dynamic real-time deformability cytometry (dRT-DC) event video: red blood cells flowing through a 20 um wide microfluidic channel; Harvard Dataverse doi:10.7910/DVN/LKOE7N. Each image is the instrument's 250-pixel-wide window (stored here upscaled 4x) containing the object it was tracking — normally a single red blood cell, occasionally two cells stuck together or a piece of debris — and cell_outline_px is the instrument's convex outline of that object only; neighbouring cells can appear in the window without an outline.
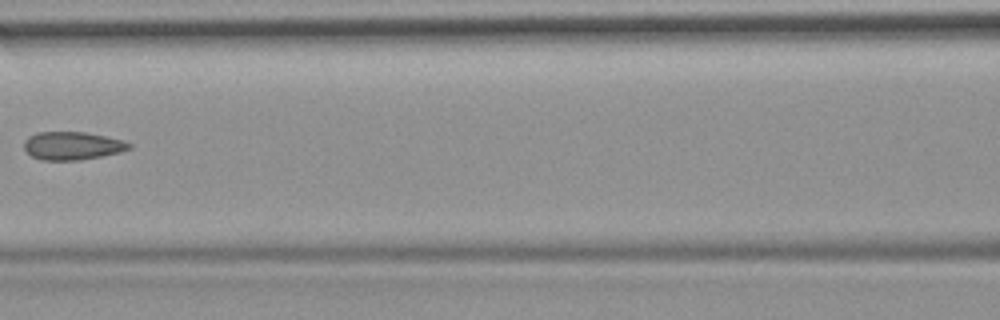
{"species": "common noctule bat (a hibernating species)", "species_latin": "Nyctalus noctula", "temperature_condition": "room temperature", "stored_images_in_passage": 8, "camera_frame_rate_fps": 3000, "um_per_image_px": 0.085, "animal": {"sex": "female", "body_mass_g": 19.9}, "frame": {"image": 1, "passage_image": 8, "time_ms": 8.0, "image_size_px": [1000, 320], "cell_outline_px": [[132, 148], [120, 152], [80, 160], [40, 160], [32, 156], [24, 148], [24, 140], [28, 136], [36, 132], [84, 132], [124, 140], [132, 144]], "centroid_in_image_um": [6.14, 12.38], "position_along_channel_um": 160.5, "area_um2": 17.22}}